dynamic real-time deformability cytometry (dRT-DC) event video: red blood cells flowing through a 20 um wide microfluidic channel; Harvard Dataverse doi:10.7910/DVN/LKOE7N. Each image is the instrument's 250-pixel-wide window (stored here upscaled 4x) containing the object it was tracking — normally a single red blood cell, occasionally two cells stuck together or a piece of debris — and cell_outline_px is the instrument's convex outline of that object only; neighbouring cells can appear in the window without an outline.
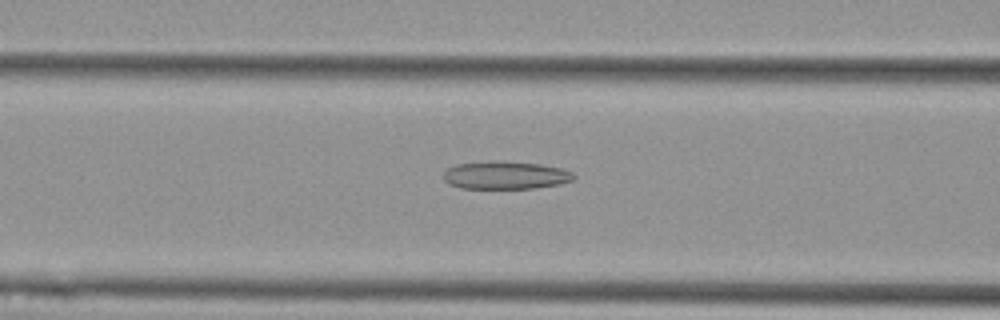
{"species": "Egyptian fruit bat (a non-hibernating species)", "species_latin": "Rousettus aegyptiacus", "temperature_condition": "cold", "stored_images_in_passage": 54, "camera_frame_rate_fps": 3000, "um_per_image_px": 0.085, "animal": {"sex": "female"}, "frame": {"image": 1, "passage_image": 22, "time_ms": 7.0, "image_size_px": [1000, 320], "cell_outline_px": [[576, 176], [572, 180], [560, 184], [536, 188], [460, 188], [444, 180], [444, 172], [448, 168], [456, 164], [488, 160], [540, 164], [564, 168], [572, 172]], "centroid_in_image_um": [42.99, 14.88], "position_along_channel_um": 123.6, "area_um2": 21.21}}
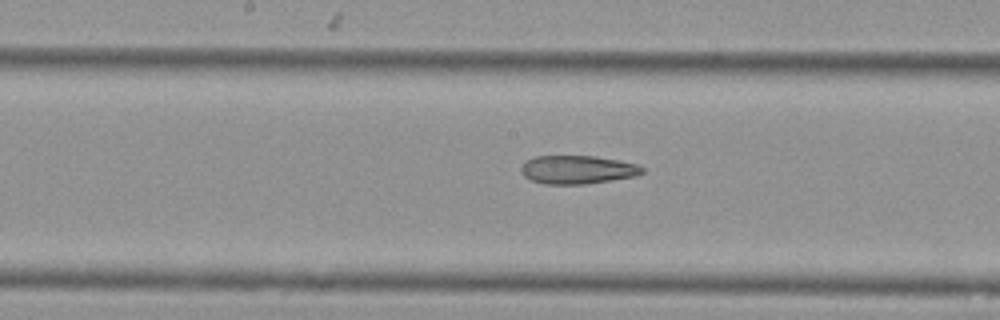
{"frame": {"image": 2, "passage_image": 28, "time_ms": 9.0, "image_size_px": [1000, 320], "cell_outline_px": [[644, 172], [636, 176], [584, 184], [544, 184], [532, 180], [524, 176], [520, 168], [524, 160], [536, 156], [596, 156], [620, 160], [636, 164], [644, 168]], "centroid_in_image_um": [49.07, 14.41], "position_along_channel_um": 199.1, "area_um2": 20.11}}
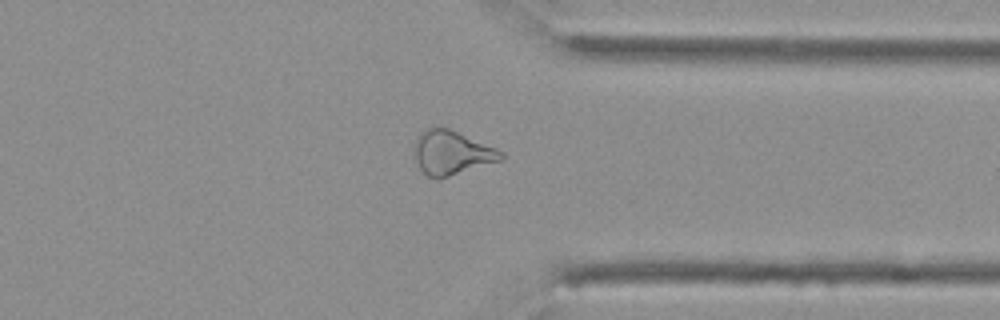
{"frame": {"image": 3, "passage_image": 42, "time_ms": 13.667, "image_size_px": [1000, 320], "cell_outline_px": [[504, 160], [436, 180], [428, 176], [420, 168], [412, 152], [416, 140], [420, 132], [428, 128], [448, 128], [496, 148], [504, 152]], "centroid_in_image_um": [38.4, 13.0], "position_along_channel_um": 373.0, "area_um2": 22.31}, "authors_computed_cell_mechanics": {"area_um2": 24.3627, "velocity_mm_per_s": 3.7817, "shape_relaxation_time_tau1_ms": null, "shape_relaxation_time_tau2_ms": 3.9746, "deformation_change_tau1": null, "deformation_change_tau2": 0.1225}}